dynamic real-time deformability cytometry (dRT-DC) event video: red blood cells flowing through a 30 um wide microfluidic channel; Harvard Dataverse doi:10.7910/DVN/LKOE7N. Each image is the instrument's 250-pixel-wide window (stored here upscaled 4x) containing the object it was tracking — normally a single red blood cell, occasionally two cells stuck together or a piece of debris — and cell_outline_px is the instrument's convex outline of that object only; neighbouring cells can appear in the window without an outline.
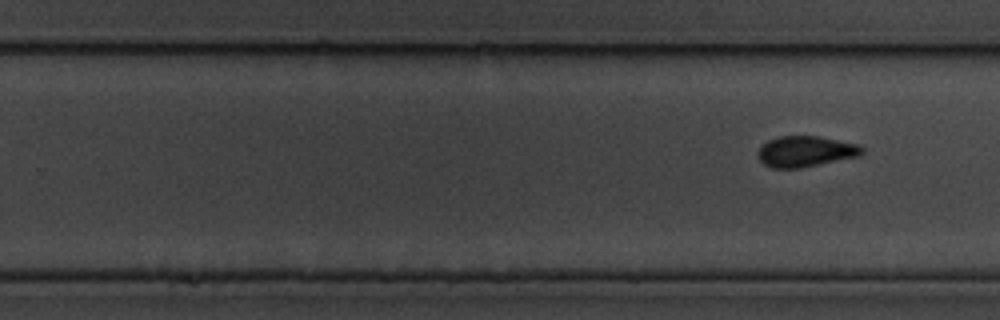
{"species": "common noctule bat (a hibernating species)", "species_latin": "Nyctalus noctula", "temperature_condition": "cold", "stored_images_in_passage": 7, "segment_of_instrument_passage": [2, 2], "camera_frame_rate_fps": 3000, "um_per_image_px": 0.085, "animal": {"sex": "male", "body_mass_g": 19.5, "forearm_length_mm": 54.6}, "frame": {"image": 1, "passage_image": 7, "time_ms": 8.0, "image_size_px": [1000, 320], "cell_outline_px": [[864, 152], [860, 156], [800, 168], [772, 168], [764, 164], [760, 160], [760, 148], [768, 140], [780, 136], [816, 136], [860, 144], [864, 148]], "centroid_in_image_um": [68.53, 12.87], "position_along_channel_um": 261.3, "area_um2": 18.55}}